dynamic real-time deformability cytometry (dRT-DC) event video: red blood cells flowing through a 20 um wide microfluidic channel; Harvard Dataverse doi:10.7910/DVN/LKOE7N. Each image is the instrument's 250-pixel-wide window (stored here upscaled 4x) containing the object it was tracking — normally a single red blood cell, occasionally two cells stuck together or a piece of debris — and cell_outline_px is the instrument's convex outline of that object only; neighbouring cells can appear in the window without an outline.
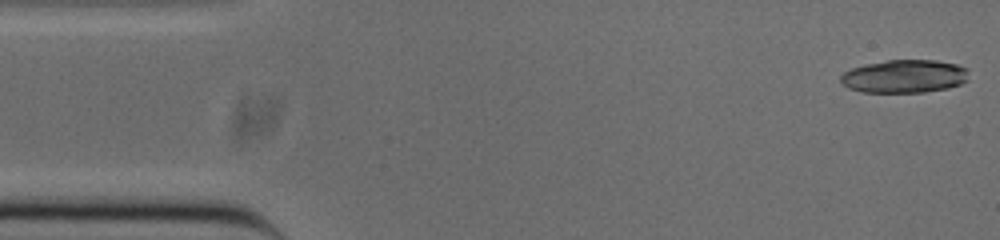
{"species": "common noctule bat (a hibernating species)", "species_latin": "Nyctalus noctula", "temperature_condition": "cold", "stored_images_in_passage": 15, "camera_frame_rate_fps": 3000, "um_per_image_px": 0.085, "animal": {"sex": "male", "body_mass_g": 20.0, "forearm_length_mm": 53.3}, "frame": {"image": 1, "passage_image": 1, "time_ms": 0.0, "image_size_px": [1000, 240], "cell_outline_px": [[968, 80], [960, 84], [948, 88], [924, 92], [860, 92], [848, 88], [840, 80], [840, 76], [844, 72], [852, 68], [868, 64], [888, 60], [936, 60], [956, 64], [968, 68]], "centroid_in_image_um": [76.9, 6.49], "position_along_channel_um": 8.1, "area_um2": 24.74}}
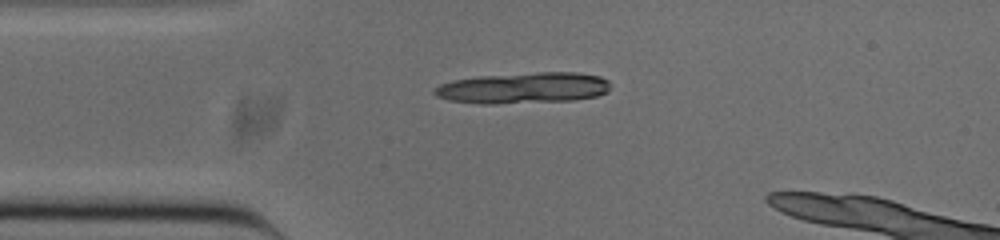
{"frame": {"image": 2, "passage_image": 11, "time_ms": 3.333, "image_size_px": [1000, 240], "cell_outline_px": [[608, 92], [596, 96], [572, 100], [492, 104], [484, 104], [448, 100], [436, 96], [432, 92], [440, 84], [452, 80], [480, 76], [540, 72], [576, 72], [600, 76], [608, 80]], "centroid_in_image_um": [44.47, 7.47], "position_along_channel_um": 40.5, "area_um2": 31.73}}